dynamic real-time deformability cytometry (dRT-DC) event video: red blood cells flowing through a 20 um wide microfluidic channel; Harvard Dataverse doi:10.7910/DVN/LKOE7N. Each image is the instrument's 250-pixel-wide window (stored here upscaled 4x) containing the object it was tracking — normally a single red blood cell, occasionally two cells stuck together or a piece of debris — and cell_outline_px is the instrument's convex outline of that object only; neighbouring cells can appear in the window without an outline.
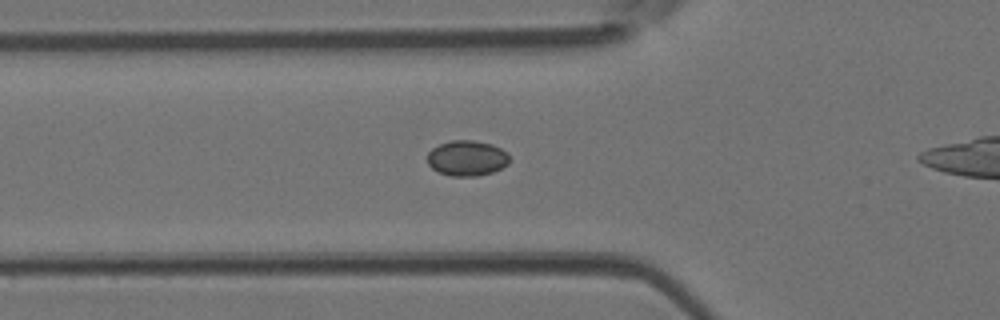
{"species": "Egyptian fruit bat (a non-hibernating species)", "species_latin": "Rousettus aegyptiacus", "temperature_condition": "room temperature", "stored_images_in_passage": 29, "camera_frame_rate_fps": 3000, "um_per_image_px": 0.085, "animal": {"sex": "female"}, "frame": {"image": 1, "passage_image": 6, "time_ms": 1.667, "image_size_px": [1000, 320], "cell_outline_px": [[508, 164], [492, 172], [476, 176], [452, 176], [440, 172], [432, 168], [428, 164], [428, 152], [432, 148], [440, 144], [452, 140], [472, 140], [492, 144], [508, 152]], "centroid_in_image_um": [39.69, 13.43], "position_along_channel_um": 86.1, "area_um2": 16.82}}
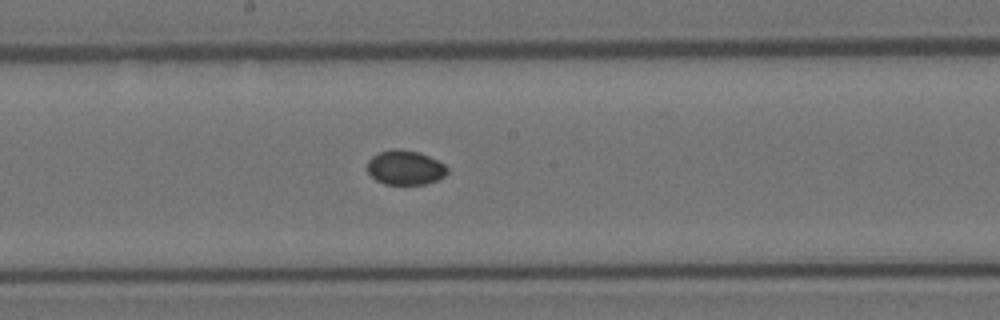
{"frame": {"image": 2, "passage_image": 15, "time_ms": 4.667, "image_size_px": [1000, 320], "cell_outline_px": [[448, 172], [444, 176], [436, 180], [424, 184], [384, 184], [376, 180], [368, 172], [368, 160], [372, 156], [380, 152], [392, 148], [400, 148], [416, 152], [428, 156], [444, 164], [448, 168]], "centroid_in_image_um": [34.43, 14.24], "position_along_channel_um": 213.8, "area_um2": 15.95}}
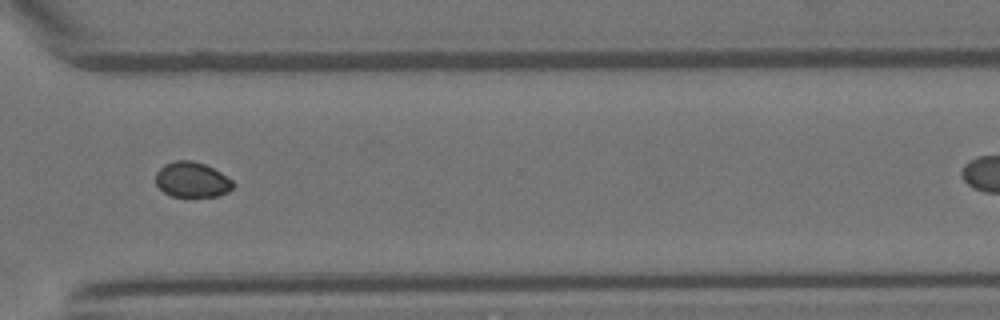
{"frame": {"image": 3, "passage_image": 25, "time_ms": 8.0, "image_size_px": [1000, 320], "cell_outline_px": [[236, 184], [232, 188], [220, 196], [172, 196], [164, 192], [156, 184], [156, 172], [164, 164], [176, 160], [192, 160], [204, 164], [220, 172], [232, 180]], "centroid_in_image_um": [16.32, 15.27], "position_along_channel_um": 354.3, "area_um2": 15.84}}